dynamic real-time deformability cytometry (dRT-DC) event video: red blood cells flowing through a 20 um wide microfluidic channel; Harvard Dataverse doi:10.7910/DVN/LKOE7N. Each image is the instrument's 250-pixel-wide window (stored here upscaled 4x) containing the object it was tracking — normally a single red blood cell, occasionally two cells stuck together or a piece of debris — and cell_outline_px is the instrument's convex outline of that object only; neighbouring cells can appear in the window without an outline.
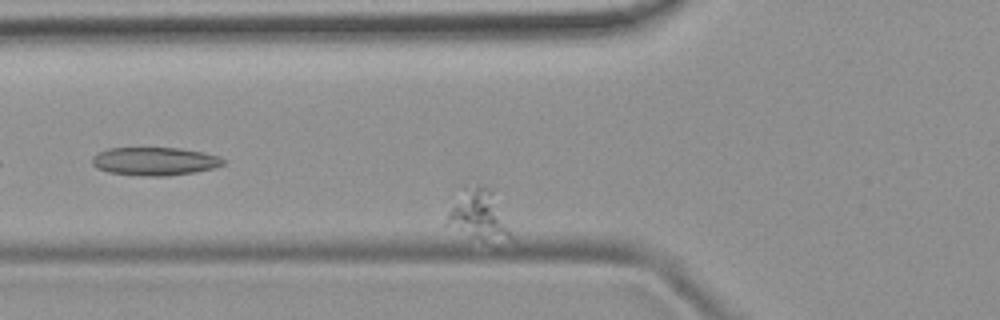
{"species": "common noctule bat (a hibernating species)", "species_latin": "Nyctalus noctula", "temperature_condition": "room temperature", "stored_images_in_passage": 49, "camera_frame_rate_fps": 3000, "um_per_image_px": 0.085, "animal": {"sex": "female", "body_mass_g": 19.9}, "frame": {"image": 1, "passage_image": 19, "time_ms": 6.0, "image_size_px": [1000, 320], "cell_outline_px": [[512, 236], [472, 236], [444, 224], [444, 220], [448, 212], [464, 184], [488, 188], [492, 192]], "centroid_in_image_um": [40.54, 18.14], "position_along_channel_um": 85.3, "area_um2": 16.94}}
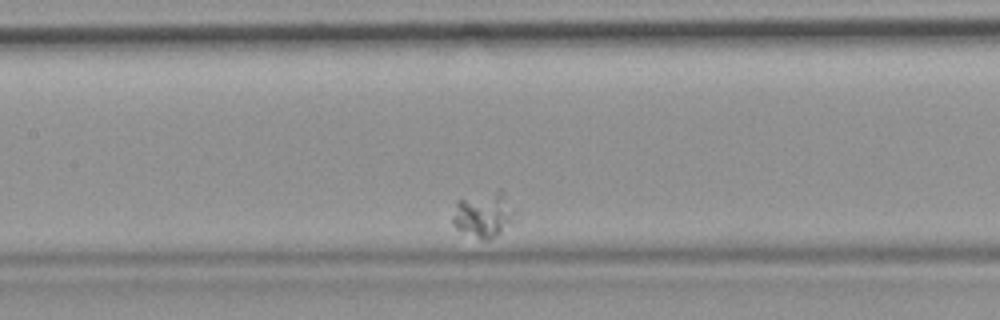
{"frame": {"image": 2, "passage_image": 28, "time_ms": 9.0, "image_size_px": [1000, 320], "cell_outline_px": [[516, 220], [500, 232], [488, 240], [484, 240], [460, 232], [452, 224], [452, 216], [456, 200], [500, 188], [504, 192]], "centroid_in_image_um": [41.06, 18.23], "position_along_channel_um": 166.3, "area_um2": 16.59}}
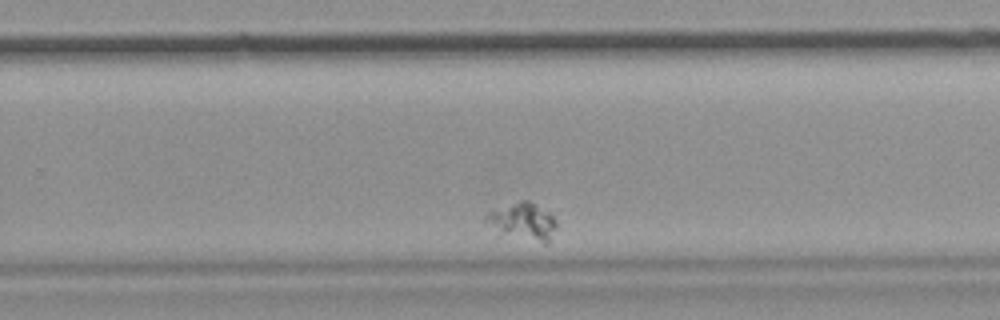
{"frame": {"image": 3, "passage_image": 40, "time_ms": 13.0, "image_size_px": [1000, 320], "cell_outline_px": [[556, 224], [548, 244], [544, 244], [492, 240], [484, 220], [484, 216], [488, 212], [520, 200], [528, 200], [548, 212], [556, 220]], "centroid_in_image_um": [44.25, 18.99], "position_along_channel_um": 285.5, "area_um2": 17.17}}